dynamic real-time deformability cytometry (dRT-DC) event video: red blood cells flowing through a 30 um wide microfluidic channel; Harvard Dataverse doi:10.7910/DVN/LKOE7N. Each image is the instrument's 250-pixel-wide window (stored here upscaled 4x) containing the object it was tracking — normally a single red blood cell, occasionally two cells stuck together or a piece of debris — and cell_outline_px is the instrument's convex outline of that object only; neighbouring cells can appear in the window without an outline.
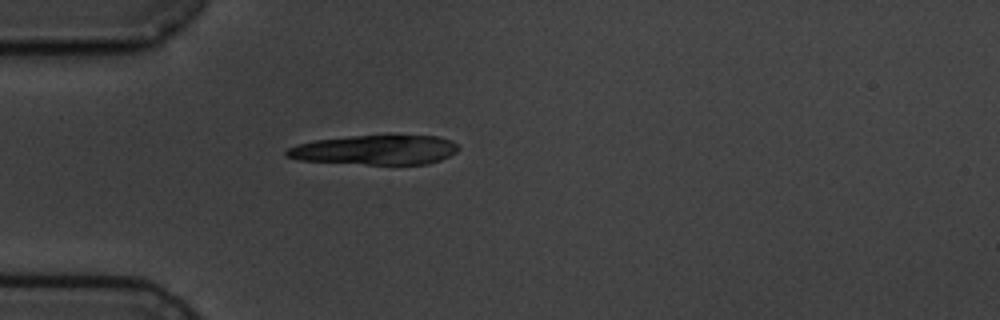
{"species": "common noctule bat (a hibernating species)", "species_latin": "Nyctalus noctula", "temperature_condition": "cold", "stored_images_in_passage": 1, "camera_frame_rate_fps": 3000, "um_per_image_px": 0.085, "animal": {"sex": "male", "body_mass_g": 19.5, "forearm_length_mm": 54.6}, "frame": {"image": 1, "passage_image": 1, "time_ms": 0.0, "image_size_px": [1000, 320], "cell_outline_px": [[460, 148], [456, 152], [440, 160], [428, 164], [368, 164], [300, 160], [284, 156], [284, 152], [288, 148], [296, 144], [312, 140], [392, 132], [440, 136], [452, 140]], "centroid_in_image_um": [31.95, 12.68], "position_along_channel_um": 53.0, "area_um2": 30.81}}